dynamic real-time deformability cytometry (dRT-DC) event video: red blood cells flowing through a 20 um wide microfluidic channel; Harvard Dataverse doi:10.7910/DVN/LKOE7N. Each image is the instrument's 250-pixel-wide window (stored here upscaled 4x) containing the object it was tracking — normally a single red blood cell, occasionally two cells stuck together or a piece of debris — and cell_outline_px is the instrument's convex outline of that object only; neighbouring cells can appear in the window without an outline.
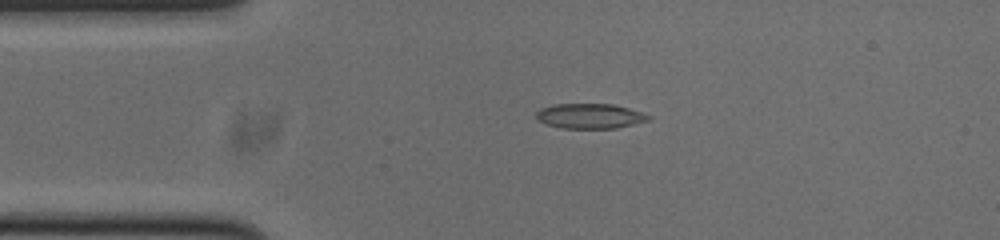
{"species": "common noctule bat (a hibernating species)", "species_latin": "Nyctalus noctula", "temperature_condition": "cold", "stored_images_in_passage": 43, "camera_frame_rate_fps": 3000, "um_per_image_px": 0.085, "animal": {"sex": "male", "body_mass_g": 20.0, "forearm_length_mm": 53.3}, "frame": {"image": 1, "passage_image": 1, "time_ms": 0.0, "image_size_px": [1000, 240], "cell_outline_px": [[652, 116], [648, 120], [616, 128], [560, 128], [548, 124], [540, 120], [536, 116], [536, 112], [540, 108], [556, 104], [612, 104], [628, 108]], "centroid_in_image_um": [50.13, 9.86], "position_along_channel_um": 34.9, "area_um2": 16.07}}
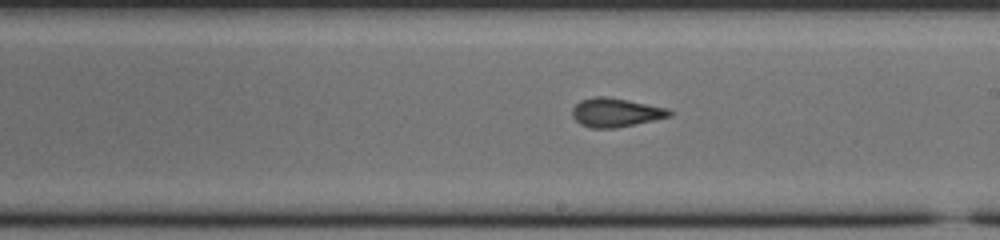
{"frame": {"image": 2, "passage_image": 19, "time_ms": 6.0, "image_size_px": [1000, 240], "cell_outline_px": [[672, 116], [612, 128], [592, 128], [580, 124], [572, 116], [572, 108], [580, 100], [596, 96], [604, 96], [628, 100], [668, 108], [672, 112]], "centroid_in_image_um": [52.31, 9.55], "position_along_channel_um": 236.7, "area_um2": 16.13}}
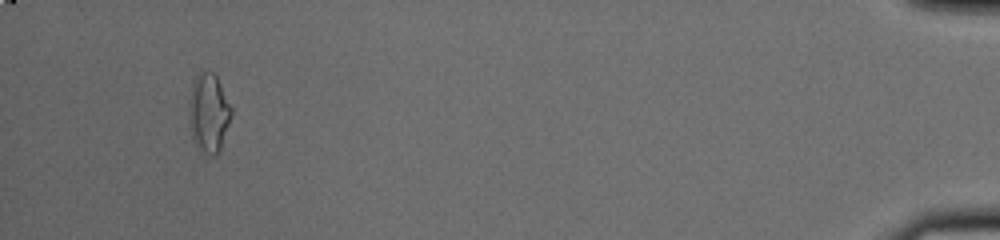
{"frame": {"image": 3, "passage_image": 40, "time_ms": 13.0, "image_size_px": [1000, 240], "cell_outline_px": [[232, 112], [220, 148], [216, 156], [212, 156], [204, 152], [196, 144], [192, 132], [188, 104], [192, 80], [200, 72], [216, 72], [232, 108]], "centroid_in_image_um": [17.75, 9.52], "position_along_channel_um": 417.5, "area_um2": 19.25}, "authors_computed_cell_mechanics": {"area_um2": 16.2996, "velocity_mm_per_s": 3.7963, "shape_relaxation_time_tau1_ms": 6.5689, "shape_relaxation_time_tau2_ms": 1.4826, "deformation_change_tau1": 0.1704, "deformation_change_tau2": 0.0829}}